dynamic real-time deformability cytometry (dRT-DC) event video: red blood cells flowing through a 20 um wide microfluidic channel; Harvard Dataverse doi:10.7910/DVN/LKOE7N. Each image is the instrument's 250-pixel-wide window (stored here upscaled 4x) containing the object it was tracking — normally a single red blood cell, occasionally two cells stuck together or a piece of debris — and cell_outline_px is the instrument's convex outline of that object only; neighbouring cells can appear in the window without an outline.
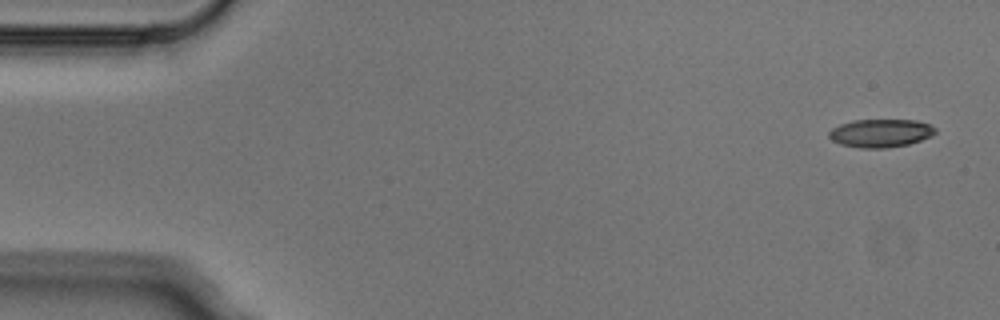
{"species": "Egyptian fruit bat (a non-hibernating species)", "species_latin": "Rousettus aegyptiacus", "temperature_condition": "cold", "stored_images_in_passage": 4, "camera_frame_rate_fps": 3000, "um_per_image_px": 0.085, "animal": {"sex": "male"}, "frame": {"image": 1, "passage_image": 1, "time_ms": 0.0, "image_size_px": [1000, 320], "cell_outline_px": [[936, 132], [932, 136], [908, 144], [888, 148], [860, 148], [840, 144], [832, 140], [828, 136], [828, 132], [832, 128], [840, 124], [852, 120], [916, 120], [928, 124], [936, 128]], "centroid_in_image_um": [74.84, 11.32], "position_along_channel_um": 10.2, "area_um2": 17.51}}
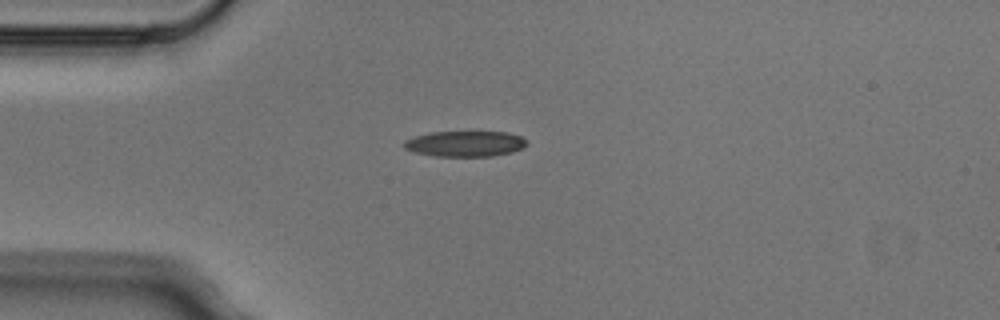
{"frame": {"image": 2, "passage_image": 4, "time_ms": 1.0, "image_size_px": [1000, 320], "cell_outline_px": [[528, 144], [512, 152], [492, 156], [432, 156], [416, 152], [404, 148], [404, 140], [416, 136], [432, 132], [508, 132], [520, 136], [528, 140]], "centroid_in_image_um": [39.55, 12.22], "position_along_channel_um": 45.4, "area_um2": 18.26}}